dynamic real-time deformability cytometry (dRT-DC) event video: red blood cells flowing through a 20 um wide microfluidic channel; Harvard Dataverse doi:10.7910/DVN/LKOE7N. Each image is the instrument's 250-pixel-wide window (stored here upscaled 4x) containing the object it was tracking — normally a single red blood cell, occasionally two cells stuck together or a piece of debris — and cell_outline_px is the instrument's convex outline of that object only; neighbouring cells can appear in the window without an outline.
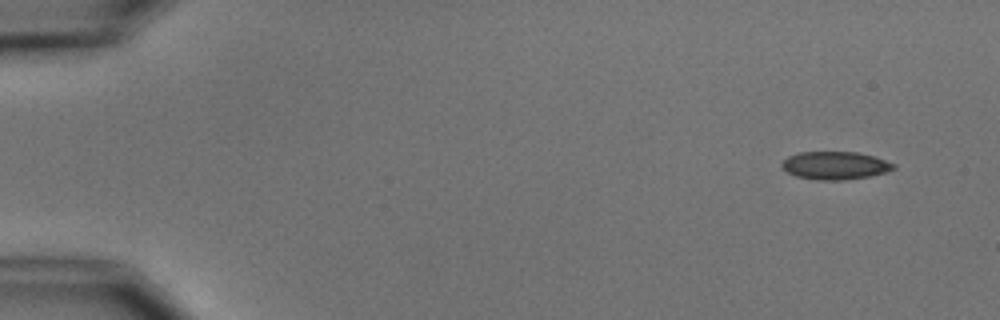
{"species": "common noctule bat (a hibernating species)", "species_latin": "Nyctalus noctula", "temperature_condition": "cold", "stored_images_in_passage": 4, "camera_frame_rate_fps": 3000, "um_per_image_px": 0.085, "animal": {"sex": "male", "body_mass_g": 15.6}, "frame": {"image": 1, "passage_image": 1, "time_ms": 0.0, "image_size_px": [1000, 320], "cell_outline_px": [[896, 168], [888, 172], [868, 176], [844, 180], [820, 180], [796, 176], [788, 172], [780, 164], [788, 156], [800, 152], [856, 152], [876, 156], [896, 164]], "centroid_in_image_um": [71.03, 14.06], "position_along_channel_um": 14.0, "area_um2": 18.21}}